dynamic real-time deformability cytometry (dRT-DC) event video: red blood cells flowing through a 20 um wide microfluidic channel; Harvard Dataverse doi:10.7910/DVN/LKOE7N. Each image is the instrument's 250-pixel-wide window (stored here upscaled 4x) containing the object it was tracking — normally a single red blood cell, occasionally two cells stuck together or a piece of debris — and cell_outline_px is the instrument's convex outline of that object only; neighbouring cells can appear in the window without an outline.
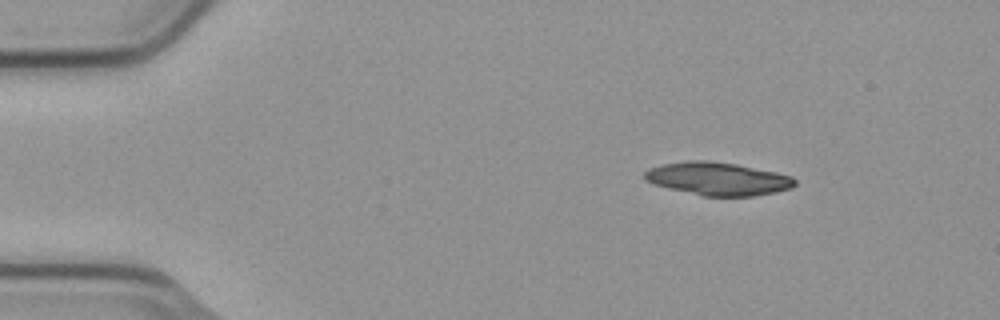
{"species": "common noctule bat (a hibernating species)", "species_latin": "Nyctalus noctula", "temperature_condition": "cold", "stored_images_in_passage": 7, "segment_of_instrument_passage": [1, 2], "camera_frame_rate_fps": 3000, "um_per_image_px": 0.085, "animal": {"sex": "male", "body_mass_g": 23.1, "forearm_length_mm": 52.7}, "frame": {"image": 1, "passage_image": 1, "time_ms": 0.0, "image_size_px": [1000, 320], "cell_outline_px": [[796, 184], [792, 188], [776, 192], [752, 196], [704, 196], [668, 188], [652, 184], [644, 180], [644, 172], [648, 168], [664, 164], [692, 160], [704, 160], [736, 164], [776, 172], [792, 176], [796, 180]], "centroid_in_image_um": [61.01, 15.2], "position_along_channel_um": 24.0, "area_um2": 28.9}}